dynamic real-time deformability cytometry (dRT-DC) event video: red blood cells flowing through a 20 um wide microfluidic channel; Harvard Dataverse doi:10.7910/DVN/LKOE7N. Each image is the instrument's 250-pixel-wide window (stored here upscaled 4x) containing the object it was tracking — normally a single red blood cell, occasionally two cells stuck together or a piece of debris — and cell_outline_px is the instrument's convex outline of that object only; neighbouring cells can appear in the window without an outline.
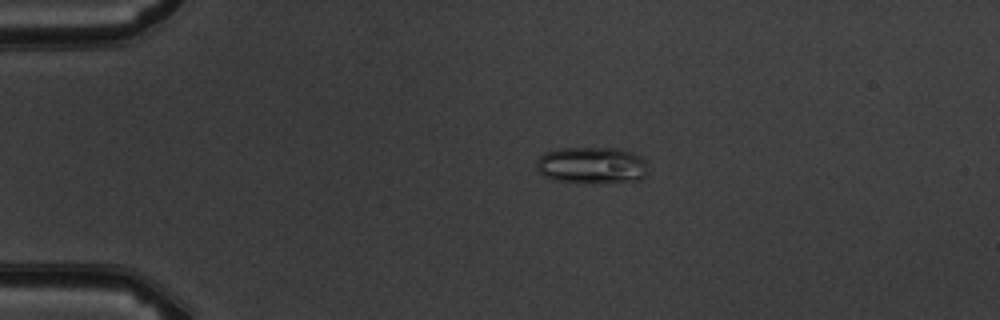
{"species": "common noctule bat (a hibernating species)", "species_latin": "Nyctalus noctula", "temperature_condition": "warm", "stored_images_in_passage": 7, "camera_frame_rate_fps": 3000, "um_per_image_px": 0.085, "animal": {"sex": "male", "body_mass_g": 19.5, "forearm_length_mm": 54.6}, "frame": {"image": 1, "passage_image": 4, "time_ms": 3.333, "image_size_px": [1000, 320], "cell_outline_px": [[648, 172], [640, 180], [552, 180], [544, 176], [536, 168], [536, 160], [544, 152], [560, 148], [620, 148], [640, 156], [644, 160]], "centroid_in_image_um": [50.26, 13.99], "position_along_channel_um": 34.7, "area_um2": 23.0}}